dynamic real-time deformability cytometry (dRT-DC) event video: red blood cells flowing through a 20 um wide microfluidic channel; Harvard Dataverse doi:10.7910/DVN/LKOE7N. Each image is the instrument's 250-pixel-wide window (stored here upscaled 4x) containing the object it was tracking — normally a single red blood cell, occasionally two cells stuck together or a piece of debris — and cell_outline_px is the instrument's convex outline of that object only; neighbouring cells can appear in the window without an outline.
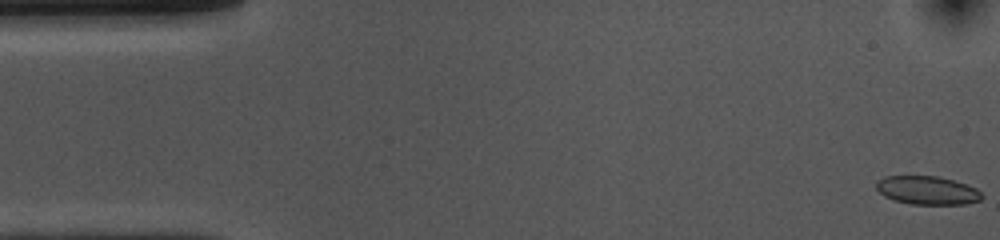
{"species": "common noctule bat (a hibernating species)", "species_latin": "Nyctalus noctula", "temperature_condition": "cold", "stored_images_in_passage": 53, "camera_frame_rate_fps": 3000, "um_per_image_px": 0.085, "animal": {"sex": "female", "body_mass_g": 10.0, "forearm_length_mm": 53.1}, "frame": {"image": 1, "passage_image": 1, "time_ms": 0.0, "image_size_px": [1000, 240], "cell_outline_px": [[984, 196], [980, 200], [964, 204], [912, 204], [892, 200], [884, 196], [876, 188], [876, 180], [884, 176], [940, 176], [976, 188]], "centroid_in_image_um": [78.79, 16.17], "position_along_channel_um": 6.2, "area_um2": 17.51}}
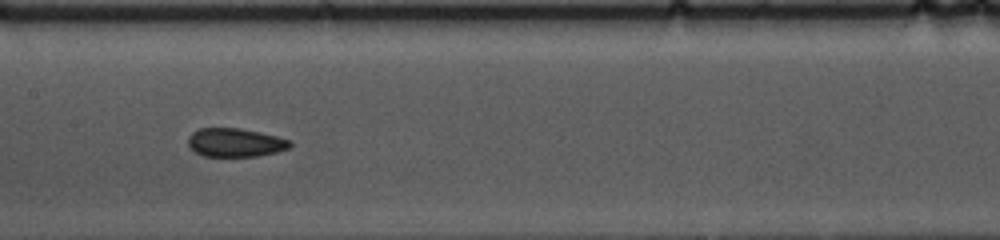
{"frame": {"image": 2, "passage_image": 25, "time_ms": 8.0, "image_size_px": [1000, 240], "cell_outline_px": [[292, 144], [288, 148], [276, 152], [256, 156], [204, 156], [196, 152], [188, 144], [188, 136], [192, 132], [200, 128], [240, 128], [260, 132], [292, 140]], "centroid_in_image_um": [20.0, 12.11], "position_along_channel_um": 187.4, "area_um2": 16.94}}
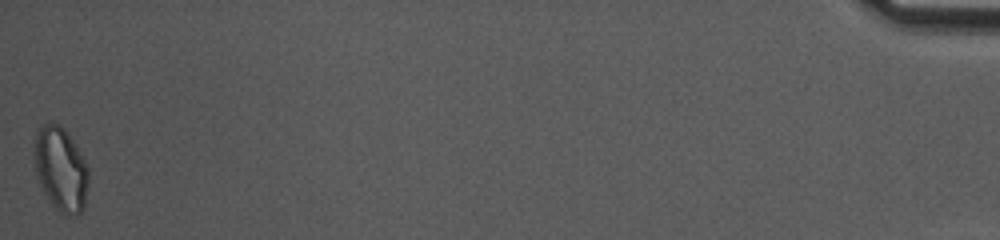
{"frame": {"image": 3, "passage_image": 53, "time_ms": 17.333, "image_size_px": [1000, 240], "cell_outline_px": [[88, 184], [84, 208], [76, 216], [64, 216], [52, 204], [44, 192], [36, 176], [36, 132], [44, 124], [60, 124], [68, 132], [84, 160], [88, 168]], "centroid_in_image_um": [5.2, 14.42], "position_along_channel_um": 430.0, "area_um2": 26.18}, "authors_computed_cell_mechanics": {"area_um2": 17.918, "velocity_mm_per_s": 3.71, "shape_relaxation_time_tau1_ms": 5.5585, "shape_relaxation_time_tau2_ms": 2.4187, "deformation_change_tau1": 0.0818, "deformation_change_tau2": 0.0464}}